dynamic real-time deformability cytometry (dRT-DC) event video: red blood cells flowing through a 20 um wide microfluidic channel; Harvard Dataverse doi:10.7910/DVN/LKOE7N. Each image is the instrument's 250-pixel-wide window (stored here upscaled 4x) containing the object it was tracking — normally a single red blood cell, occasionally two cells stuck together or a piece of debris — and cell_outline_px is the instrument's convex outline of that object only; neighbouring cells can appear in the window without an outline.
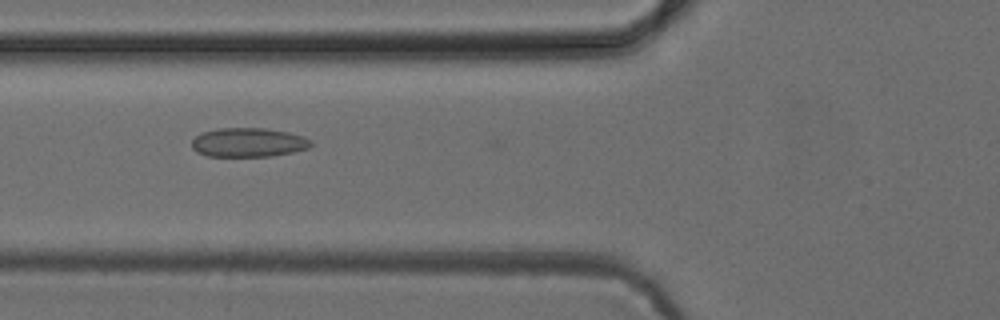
{"species": "common noctule bat (a hibernating species)", "species_latin": "Nyctalus noctula", "temperature_condition": "cold", "stored_images_in_passage": 4, "camera_frame_rate_fps": 3000, "um_per_image_px": 0.085, "animal": {"sex": "female", "body_mass_g": 24.6, "forearm_length_mm": 56.2}, "frame": {"image": 1, "passage_image": 2, "time_ms": 1.0, "image_size_px": [1000, 320], "cell_outline_px": [[312, 144], [308, 148], [292, 152], [272, 156], [208, 156], [196, 152], [192, 148], [192, 140], [200, 132], [216, 128], [264, 128], [288, 132], [304, 136], [312, 140]], "centroid_in_image_um": [21.1, 12.1], "position_along_channel_um": 104.7, "area_um2": 20.35}}
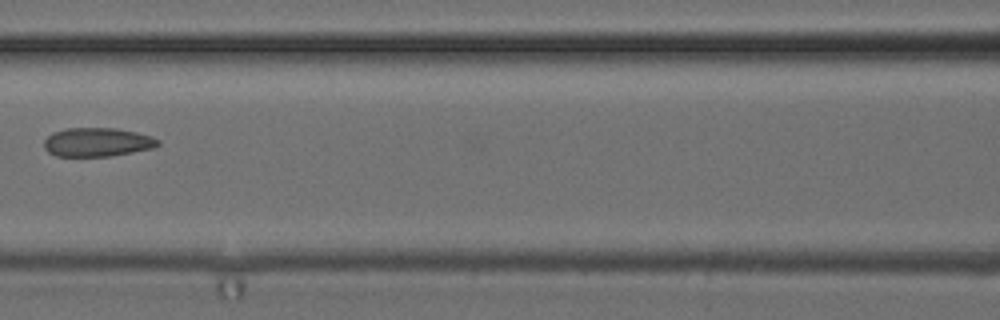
{"frame": {"image": 2, "passage_image": 3, "time_ms": 2.333, "image_size_px": [1000, 320], "cell_outline_px": [[160, 144], [152, 148], [112, 156], [56, 156], [48, 152], [44, 148], [44, 140], [52, 132], [68, 128], [116, 128], [136, 132], [152, 136], [160, 140]], "centroid_in_image_um": [8.26, 12.08], "position_along_channel_um": 158.3, "area_um2": 19.19}}
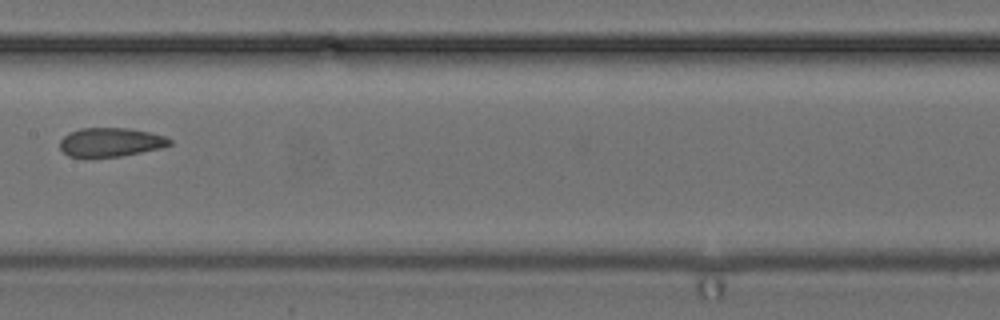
{"frame": {"image": 3, "passage_image": 4, "time_ms": 3.333, "image_size_px": [1000, 320], "cell_outline_px": [[172, 144], [164, 148], [120, 156], [68, 156], [60, 148], [60, 140], [64, 136], [80, 128], [128, 128], [148, 132], [164, 136], [172, 140]], "centroid_in_image_um": [9.45, 12.08], "position_along_channel_um": 198.0, "area_um2": 18.26}}